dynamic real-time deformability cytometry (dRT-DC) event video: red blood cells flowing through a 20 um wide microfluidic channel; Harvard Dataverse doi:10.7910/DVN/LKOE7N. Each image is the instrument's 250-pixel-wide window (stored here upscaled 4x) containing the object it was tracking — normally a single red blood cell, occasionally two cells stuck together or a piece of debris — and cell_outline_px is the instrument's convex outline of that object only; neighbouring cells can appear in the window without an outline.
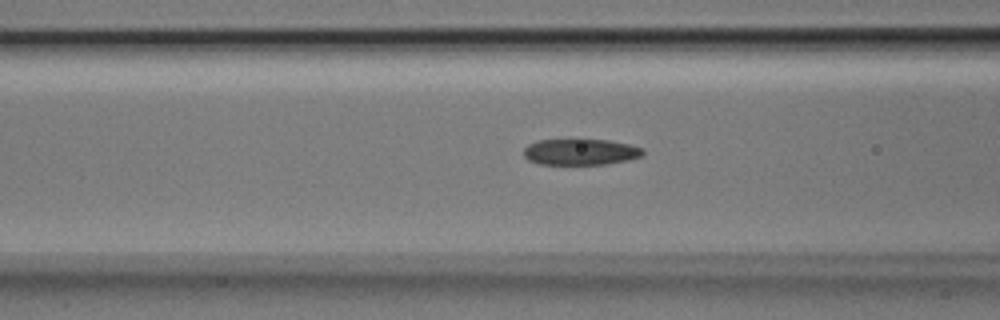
{"species": "Egyptian fruit bat (a non-hibernating species)", "species_latin": "Rousettus aegyptiacus", "temperature_condition": "room temperature", "stored_images_in_passage": 27, "camera_frame_rate_fps": 3000, "um_per_image_px": 0.085, "animal": {"sex": "male"}, "frame": {"image": 1, "passage_image": 5, "time_ms": 1.333, "image_size_px": [1000, 320], "cell_outline_px": [[644, 156], [628, 160], [604, 164], [540, 164], [528, 160], [524, 156], [524, 148], [528, 144], [536, 140], [608, 140], [628, 144], [644, 148]], "centroid_in_image_um": [49.35, 12.91], "position_along_channel_um": 117.2, "area_um2": 18.15}}
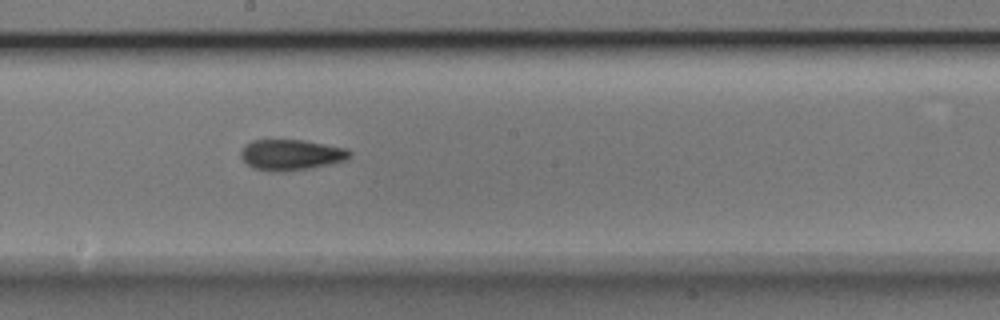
{"frame": {"image": 2, "passage_image": 13, "time_ms": 4.0, "image_size_px": [1000, 320], "cell_outline_px": [[352, 152], [344, 160], [328, 164], [308, 168], [284, 172], [276, 172], [252, 168], [240, 156], [240, 152], [244, 144], [252, 140], [304, 140], [348, 148]], "centroid_in_image_um": [24.7, 13.15], "position_along_channel_um": 223.5, "area_um2": 19.48}}
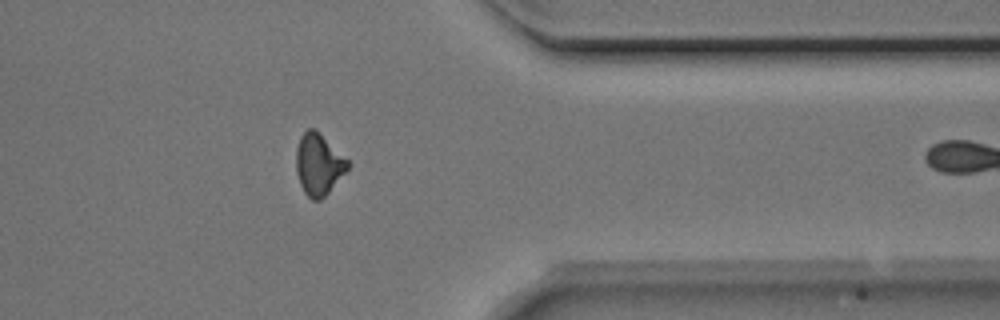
{"frame": {"image": 3, "passage_image": 26, "time_ms": 8.333, "image_size_px": [1000, 320], "cell_outline_px": [[348, 168], [328, 192], [320, 200], [312, 200], [304, 192], [300, 184], [296, 172], [296, 148], [300, 136], [308, 128], [316, 128], [348, 160]], "centroid_in_image_um": [27.05, 13.94], "position_along_channel_um": 384.4, "area_um2": 18.38}}